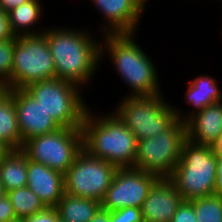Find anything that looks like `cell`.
<instances>
[{
  "label": "cell",
  "mask_w": 222,
  "mask_h": 222,
  "mask_svg": "<svg viewBox=\"0 0 222 222\" xmlns=\"http://www.w3.org/2000/svg\"><path fill=\"white\" fill-rule=\"evenodd\" d=\"M89 29L48 26L42 33L53 57L56 78L76 84L84 91L101 66L102 38Z\"/></svg>",
  "instance_id": "obj_1"
},
{
  "label": "cell",
  "mask_w": 222,
  "mask_h": 222,
  "mask_svg": "<svg viewBox=\"0 0 222 222\" xmlns=\"http://www.w3.org/2000/svg\"><path fill=\"white\" fill-rule=\"evenodd\" d=\"M138 33L101 35V65L106 57L112 69L128 87L125 97H139L162 94V86L155 62L137 43Z\"/></svg>",
  "instance_id": "obj_2"
},
{
  "label": "cell",
  "mask_w": 222,
  "mask_h": 222,
  "mask_svg": "<svg viewBox=\"0 0 222 222\" xmlns=\"http://www.w3.org/2000/svg\"><path fill=\"white\" fill-rule=\"evenodd\" d=\"M97 114L90 107L82 124L83 149L117 168H134L137 139L113 112Z\"/></svg>",
  "instance_id": "obj_3"
},
{
  "label": "cell",
  "mask_w": 222,
  "mask_h": 222,
  "mask_svg": "<svg viewBox=\"0 0 222 222\" xmlns=\"http://www.w3.org/2000/svg\"><path fill=\"white\" fill-rule=\"evenodd\" d=\"M217 169V150L212 145L195 144L186 139L181 157L168 179L183 200L211 196Z\"/></svg>",
  "instance_id": "obj_4"
},
{
  "label": "cell",
  "mask_w": 222,
  "mask_h": 222,
  "mask_svg": "<svg viewBox=\"0 0 222 222\" xmlns=\"http://www.w3.org/2000/svg\"><path fill=\"white\" fill-rule=\"evenodd\" d=\"M60 127L81 128L90 106L83 89L58 78L37 81L24 88Z\"/></svg>",
  "instance_id": "obj_5"
},
{
  "label": "cell",
  "mask_w": 222,
  "mask_h": 222,
  "mask_svg": "<svg viewBox=\"0 0 222 222\" xmlns=\"http://www.w3.org/2000/svg\"><path fill=\"white\" fill-rule=\"evenodd\" d=\"M164 94L123 97L113 112L135 135L137 140L159 135L177 120L174 105L165 101Z\"/></svg>",
  "instance_id": "obj_6"
},
{
  "label": "cell",
  "mask_w": 222,
  "mask_h": 222,
  "mask_svg": "<svg viewBox=\"0 0 222 222\" xmlns=\"http://www.w3.org/2000/svg\"><path fill=\"white\" fill-rule=\"evenodd\" d=\"M56 78L52 54L43 34L15 36L10 89H24L37 81Z\"/></svg>",
  "instance_id": "obj_7"
},
{
  "label": "cell",
  "mask_w": 222,
  "mask_h": 222,
  "mask_svg": "<svg viewBox=\"0 0 222 222\" xmlns=\"http://www.w3.org/2000/svg\"><path fill=\"white\" fill-rule=\"evenodd\" d=\"M186 139V123L178 119L161 134L137 140L134 168L168 178L179 162Z\"/></svg>",
  "instance_id": "obj_8"
},
{
  "label": "cell",
  "mask_w": 222,
  "mask_h": 222,
  "mask_svg": "<svg viewBox=\"0 0 222 222\" xmlns=\"http://www.w3.org/2000/svg\"><path fill=\"white\" fill-rule=\"evenodd\" d=\"M21 150L28 159L64 174L83 150L82 129L61 127L26 140Z\"/></svg>",
  "instance_id": "obj_9"
},
{
  "label": "cell",
  "mask_w": 222,
  "mask_h": 222,
  "mask_svg": "<svg viewBox=\"0 0 222 222\" xmlns=\"http://www.w3.org/2000/svg\"><path fill=\"white\" fill-rule=\"evenodd\" d=\"M118 168L84 149L64 173V192L75 197L102 202Z\"/></svg>",
  "instance_id": "obj_10"
},
{
  "label": "cell",
  "mask_w": 222,
  "mask_h": 222,
  "mask_svg": "<svg viewBox=\"0 0 222 222\" xmlns=\"http://www.w3.org/2000/svg\"><path fill=\"white\" fill-rule=\"evenodd\" d=\"M159 179L156 174L136 168H118L101 207L110 212L125 207L141 208L149 191Z\"/></svg>",
  "instance_id": "obj_11"
},
{
  "label": "cell",
  "mask_w": 222,
  "mask_h": 222,
  "mask_svg": "<svg viewBox=\"0 0 222 222\" xmlns=\"http://www.w3.org/2000/svg\"><path fill=\"white\" fill-rule=\"evenodd\" d=\"M97 9L103 24L98 31L103 34L138 33L148 0H89ZM145 9V10H144ZM103 25L101 27L100 25Z\"/></svg>",
  "instance_id": "obj_12"
},
{
  "label": "cell",
  "mask_w": 222,
  "mask_h": 222,
  "mask_svg": "<svg viewBox=\"0 0 222 222\" xmlns=\"http://www.w3.org/2000/svg\"><path fill=\"white\" fill-rule=\"evenodd\" d=\"M14 104L23 143L61 128L25 89H14Z\"/></svg>",
  "instance_id": "obj_13"
},
{
  "label": "cell",
  "mask_w": 222,
  "mask_h": 222,
  "mask_svg": "<svg viewBox=\"0 0 222 222\" xmlns=\"http://www.w3.org/2000/svg\"><path fill=\"white\" fill-rule=\"evenodd\" d=\"M183 198L168 178H160L141 207L144 222H170Z\"/></svg>",
  "instance_id": "obj_14"
},
{
  "label": "cell",
  "mask_w": 222,
  "mask_h": 222,
  "mask_svg": "<svg viewBox=\"0 0 222 222\" xmlns=\"http://www.w3.org/2000/svg\"><path fill=\"white\" fill-rule=\"evenodd\" d=\"M27 187L47 208H56L64 192V174L27 158Z\"/></svg>",
  "instance_id": "obj_15"
},
{
  "label": "cell",
  "mask_w": 222,
  "mask_h": 222,
  "mask_svg": "<svg viewBox=\"0 0 222 222\" xmlns=\"http://www.w3.org/2000/svg\"><path fill=\"white\" fill-rule=\"evenodd\" d=\"M185 123L188 140L214 146L222 132V101L203 108Z\"/></svg>",
  "instance_id": "obj_16"
},
{
  "label": "cell",
  "mask_w": 222,
  "mask_h": 222,
  "mask_svg": "<svg viewBox=\"0 0 222 222\" xmlns=\"http://www.w3.org/2000/svg\"><path fill=\"white\" fill-rule=\"evenodd\" d=\"M216 79L209 74L194 77L187 85L185 103L190 105L192 110L181 111L180 107L174 106L177 117L186 122L191 116L200 112L203 108L222 101V88L217 85ZM184 112V113H183Z\"/></svg>",
  "instance_id": "obj_17"
},
{
  "label": "cell",
  "mask_w": 222,
  "mask_h": 222,
  "mask_svg": "<svg viewBox=\"0 0 222 222\" xmlns=\"http://www.w3.org/2000/svg\"><path fill=\"white\" fill-rule=\"evenodd\" d=\"M41 1H27L7 13L11 31L15 36L40 35L46 29L39 26L45 7Z\"/></svg>",
  "instance_id": "obj_18"
},
{
  "label": "cell",
  "mask_w": 222,
  "mask_h": 222,
  "mask_svg": "<svg viewBox=\"0 0 222 222\" xmlns=\"http://www.w3.org/2000/svg\"><path fill=\"white\" fill-rule=\"evenodd\" d=\"M0 142L9 150L21 149L23 146L14 104V89L8 90L0 98Z\"/></svg>",
  "instance_id": "obj_19"
},
{
  "label": "cell",
  "mask_w": 222,
  "mask_h": 222,
  "mask_svg": "<svg viewBox=\"0 0 222 222\" xmlns=\"http://www.w3.org/2000/svg\"><path fill=\"white\" fill-rule=\"evenodd\" d=\"M0 181L6 193L27 186V155L21 149L9 150L0 160Z\"/></svg>",
  "instance_id": "obj_20"
},
{
  "label": "cell",
  "mask_w": 222,
  "mask_h": 222,
  "mask_svg": "<svg viewBox=\"0 0 222 222\" xmlns=\"http://www.w3.org/2000/svg\"><path fill=\"white\" fill-rule=\"evenodd\" d=\"M101 208V202L90 199L71 196L64 193L56 209L60 217L68 222H89Z\"/></svg>",
  "instance_id": "obj_21"
},
{
  "label": "cell",
  "mask_w": 222,
  "mask_h": 222,
  "mask_svg": "<svg viewBox=\"0 0 222 222\" xmlns=\"http://www.w3.org/2000/svg\"><path fill=\"white\" fill-rule=\"evenodd\" d=\"M16 218H25L45 210L47 207L41 199L27 186L8 191Z\"/></svg>",
  "instance_id": "obj_22"
},
{
  "label": "cell",
  "mask_w": 222,
  "mask_h": 222,
  "mask_svg": "<svg viewBox=\"0 0 222 222\" xmlns=\"http://www.w3.org/2000/svg\"><path fill=\"white\" fill-rule=\"evenodd\" d=\"M189 201L195 209L197 222H222V197L211 195Z\"/></svg>",
  "instance_id": "obj_23"
},
{
  "label": "cell",
  "mask_w": 222,
  "mask_h": 222,
  "mask_svg": "<svg viewBox=\"0 0 222 222\" xmlns=\"http://www.w3.org/2000/svg\"><path fill=\"white\" fill-rule=\"evenodd\" d=\"M15 37L0 41V82L7 84L11 80Z\"/></svg>",
  "instance_id": "obj_24"
},
{
  "label": "cell",
  "mask_w": 222,
  "mask_h": 222,
  "mask_svg": "<svg viewBox=\"0 0 222 222\" xmlns=\"http://www.w3.org/2000/svg\"><path fill=\"white\" fill-rule=\"evenodd\" d=\"M110 222H144L141 208L125 207L110 212Z\"/></svg>",
  "instance_id": "obj_25"
},
{
  "label": "cell",
  "mask_w": 222,
  "mask_h": 222,
  "mask_svg": "<svg viewBox=\"0 0 222 222\" xmlns=\"http://www.w3.org/2000/svg\"><path fill=\"white\" fill-rule=\"evenodd\" d=\"M195 209L189 200H183L170 222H197Z\"/></svg>",
  "instance_id": "obj_26"
},
{
  "label": "cell",
  "mask_w": 222,
  "mask_h": 222,
  "mask_svg": "<svg viewBox=\"0 0 222 222\" xmlns=\"http://www.w3.org/2000/svg\"><path fill=\"white\" fill-rule=\"evenodd\" d=\"M59 217L60 215L56 208H46L41 212L27 216L23 219L25 222H57Z\"/></svg>",
  "instance_id": "obj_27"
},
{
  "label": "cell",
  "mask_w": 222,
  "mask_h": 222,
  "mask_svg": "<svg viewBox=\"0 0 222 222\" xmlns=\"http://www.w3.org/2000/svg\"><path fill=\"white\" fill-rule=\"evenodd\" d=\"M15 219L13 206L9 197L5 194L0 198V222H10Z\"/></svg>",
  "instance_id": "obj_28"
},
{
  "label": "cell",
  "mask_w": 222,
  "mask_h": 222,
  "mask_svg": "<svg viewBox=\"0 0 222 222\" xmlns=\"http://www.w3.org/2000/svg\"><path fill=\"white\" fill-rule=\"evenodd\" d=\"M213 195L222 197V150H217V169Z\"/></svg>",
  "instance_id": "obj_29"
},
{
  "label": "cell",
  "mask_w": 222,
  "mask_h": 222,
  "mask_svg": "<svg viewBox=\"0 0 222 222\" xmlns=\"http://www.w3.org/2000/svg\"><path fill=\"white\" fill-rule=\"evenodd\" d=\"M15 35L12 33L8 14L3 12L0 15V41L14 38Z\"/></svg>",
  "instance_id": "obj_30"
},
{
  "label": "cell",
  "mask_w": 222,
  "mask_h": 222,
  "mask_svg": "<svg viewBox=\"0 0 222 222\" xmlns=\"http://www.w3.org/2000/svg\"><path fill=\"white\" fill-rule=\"evenodd\" d=\"M30 0H0V7L5 13H9L19 5Z\"/></svg>",
  "instance_id": "obj_31"
},
{
  "label": "cell",
  "mask_w": 222,
  "mask_h": 222,
  "mask_svg": "<svg viewBox=\"0 0 222 222\" xmlns=\"http://www.w3.org/2000/svg\"><path fill=\"white\" fill-rule=\"evenodd\" d=\"M89 222H110V211L101 207Z\"/></svg>",
  "instance_id": "obj_32"
},
{
  "label": "cell",
  "mask_w": 222,
  "mask_h": 222,
  "mask_svg": "<svg viewBox=\"0 0 222 222\" xmlns=\"http://www.w3.org/2000/svg\"><path fill=\"white\" fill-rule=\"evenodd\" d=\"M9 151V149L0 142V160L4 157V155Z\"/></svg>",
  "instance_id": "obj_33"
},
{
  "label": "cell",
  "mask_w": 222,
  "mask_h": 222,
  "mask_svg": "<svg viewBox=\"0 0 222 222\" xmlns=\"http://www.w3.org/2000/svg\"><path fill=\"white\" fill-rule=\"evenodd\" d=\"M8 91L7 85L0 82V98Z\"/></svg>",
  "instance_id": "obj_34"
},
{
  "label": "cell",
  "mask_w": 222,
  "mask_h": 222,
  "mask_svg": "<svg viewBox=\"0 0 222 222\" xmlns=\"http://www.w3.org/2000/svg\"><path fill=\"white\" fill-rule=\"evenodd\" d=\"M216 150H222V132L220 134L219 140L217 143L213 146Z\"/></svg>",
  "instance_id": "obj_35"
},
{
  "label": "cell",
  "mask_w": 222,
  "mask_h": 222,
  "mask_svg": "<svg viewBox=\"0 0 222 222\" xmlns=\"http://www.w3.org/2000/svg\"><path fill=\"white\" fill-rule=\"evenodd\" d=\"M5 194H6V192H5L3 185L0 181V198L3 197Z\"/></svg>",
  "instance_id": "obj_36"
},
{
  "label": "cell",
  "mask_w": 222,
  "mask_h": 222,
  "mask_svg": "<svg viewBox=\"0 0 222 222\" xmlns=\"http://www.w3.org/2000/svg\"><path fill=\"white\" fill-rule=\"evenodd\" d=\"M10 222H25L24 219L16 218L15 220H12Z\"/></svg>",
  "instance_id": "obj_37"
},
{
  "label": "cell",
  "mask_w": 222,
  "mask_h": 222,
  "mask_svg": "<svg viewBox=\"0 0 222 222\" xmlns=\"http://www.w3.org/2000/svg\"><path fill=\"white\" fill-rule=\"evenodd\" d=\"M57 222H68V221H65L63 220L61 217L58 218Z\"/></svg>",
  "instance_id": "obj_38"
},
{
  "label": "cell",
  "mask_w": 222,
  "mask_h": 222,
  "mask_svg": "<svg viewBox=\"0 0 222 222\" xmlns=\"http://www.w3.org/2000/svg\"><path fill=\"white\" fill-rule=\"evenodd\" d=\"M4 11L2 10V8L0 7V15L3 13Z\"/></svg>",
  "instance_id": "obj_39"
}]
</instances>
